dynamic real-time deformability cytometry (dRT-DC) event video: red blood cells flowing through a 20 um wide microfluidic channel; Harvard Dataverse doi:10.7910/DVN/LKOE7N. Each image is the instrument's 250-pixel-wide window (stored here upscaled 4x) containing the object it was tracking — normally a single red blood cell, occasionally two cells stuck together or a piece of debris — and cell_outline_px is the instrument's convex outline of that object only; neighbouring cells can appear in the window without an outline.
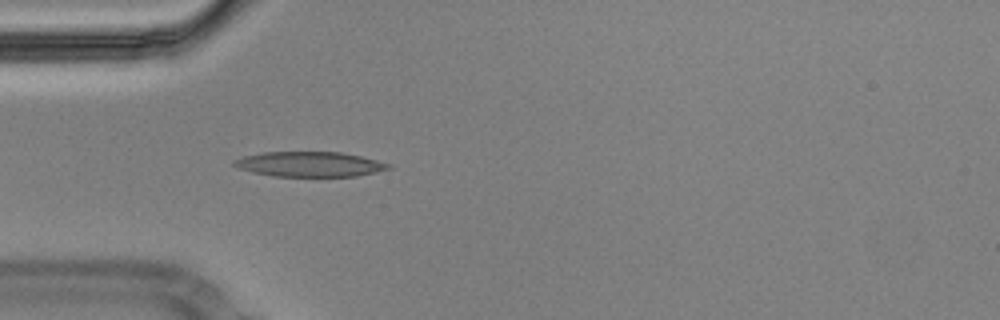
{"species": "Egyptian fruit bat (a non-hibernating species)", "species_latin": "Rousettus aegyptiacus", "temperature_condition": "cold", "stored_images_in_passage": 11, "camera_frame_rate_fps": 3000, "um_per_image_px": 0.085, "animal": {"sex": "male"}, "frame": {"image": 1, "passage_image": 4, "time_ms": 1.0, "image_size_px": [1000, 320], "cell_outline_px": [[392, 168], [356, 176], [272, 176], [252, 172], [240, 168], [232, 164], [232, 160], [244, 156], [264, 152], [340, 152], [360, 156], [392, 164]], "centroid_in_image_um": [26.31, 13.95], "position_along_channel_um": 58.7, "area_um2": 22.37}}
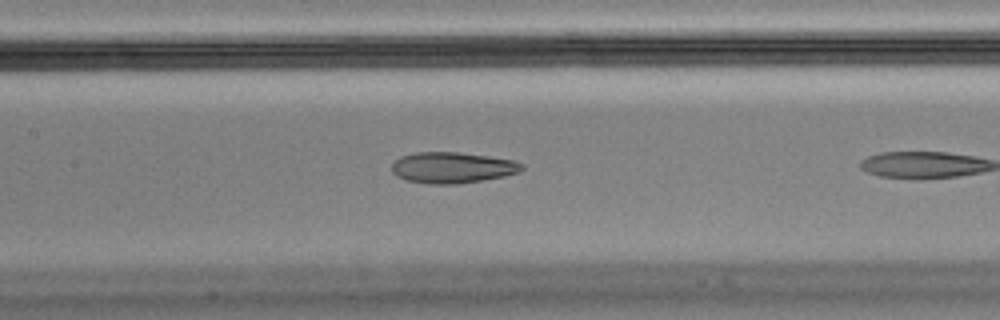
{"frame": {"image": 2, "passage_image": 10, "time_ms": 3.0, "image_size_px": [1000, 320], "cell_outline_px": [[524, 168], [520, 172], [504, 176], [456, 184], [432, 184], [408, 180], [396, 176], [392, 172], [392, 164], [400, 156], [416, 152], [456, 152], [488, 156], [512, 160], [524, 164]], "centroid_in_image_um": [38.44, 14.24], "position_along_channel_um": 169.0, "area_um2": 23.35}}